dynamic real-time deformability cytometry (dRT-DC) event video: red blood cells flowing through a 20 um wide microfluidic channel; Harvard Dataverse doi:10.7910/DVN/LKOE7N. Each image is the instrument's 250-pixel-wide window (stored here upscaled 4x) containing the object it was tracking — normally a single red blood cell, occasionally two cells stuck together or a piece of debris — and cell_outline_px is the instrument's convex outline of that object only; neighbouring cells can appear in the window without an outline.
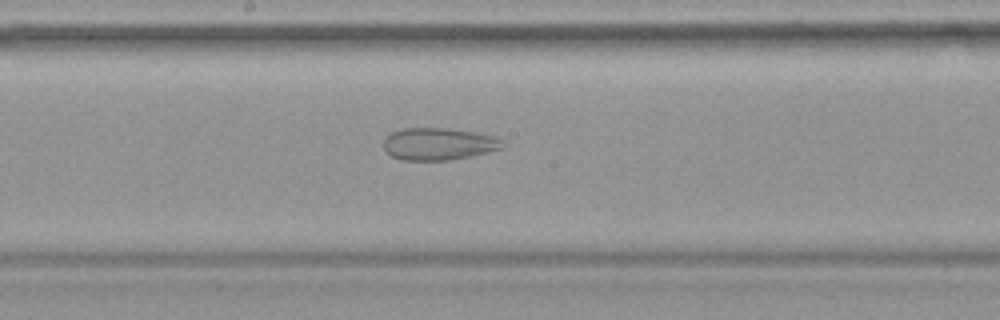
{"species": "common noctule bat (a hibernating species)", "species_latin": "Nyctalus noctula", "temperature_condition": "warm", "stored_images_in_passage": 35, "camera_frame_rate_fps": 3000, "um_per_image_px": 0.085, "animal": {"sex": "female", "body_mass_g": 19.9}, "frame": {"image": 1, "passage_image": 13, "time_ms": 4.0, "image_size_px": [1000, 320], "cell_outline_px": [[508, 144], [504, 148], [488, 152], [448, 160], [400, 160], [384, 152], [384, 140], [392, 132], [400, 128], [448, 128], [476, 132], [496, 136], [504, 140]], "centroid_in_image_um": [37.32, 12.23], "position_along_channel_um": 210.9, "area_um2": 22.66}}
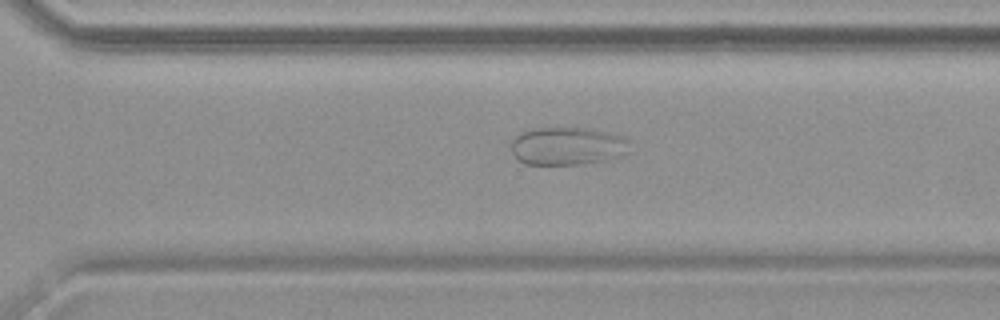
{"frame": {"image": 2, "passage_image": 21, "time_ms": 6.667, "image_size_px": [1000, 320], "cell_outline_px": [[628, 152], [604, 160], [580, 164], [524, 164], [516, 160], [512, 152], [512, 136], [520, 132], [532, 128], [592, 128], [624, 136], [628, 140]], "centroid_in_image_um": [48.17, 12.4], "position_along_channel_um": 322.4, "area_um2": 26.36}}
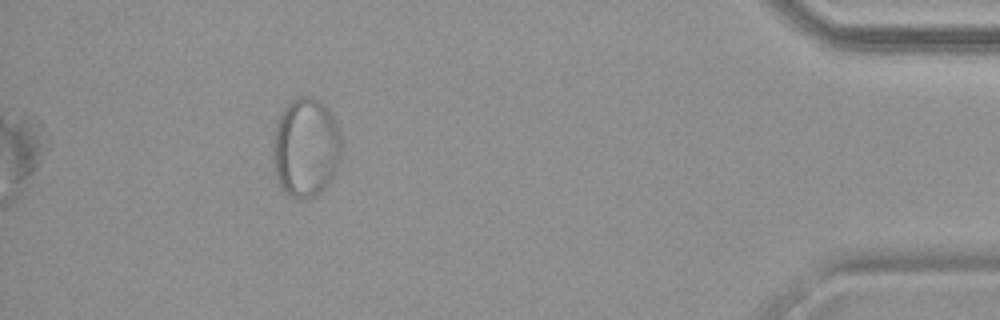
{"frame": {"image": 3, "passage_image": 31, "time_ms": 10.0, "image_size_px": [1000, 320], "cell_outline_px": [[344, 148], [336, 172], [328, 184], [316, 196], [308, 200], [300, 200], [288, 196], [280, 184], [276, 176], [272, 160], [272, 148], [276, 124], [284, 108], [296, 96], [312, 96], [320, 100], [332, 112], [336, 120], [340, 132]], "centroid_in_image_um": [26.03, 12.55], "position_along_channel_um": 409.2, "area_um2": 40.75}}